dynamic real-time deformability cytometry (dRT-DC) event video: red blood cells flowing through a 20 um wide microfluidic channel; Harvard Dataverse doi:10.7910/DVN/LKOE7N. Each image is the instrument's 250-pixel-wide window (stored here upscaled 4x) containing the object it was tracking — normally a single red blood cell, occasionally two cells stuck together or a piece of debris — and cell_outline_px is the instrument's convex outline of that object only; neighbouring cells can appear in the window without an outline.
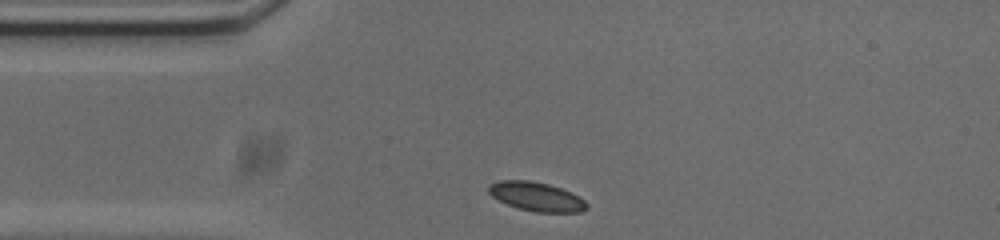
{"species": "common noctule bat (a hibernating species)", "species_latin": "Nyctalus noctula", "temperature_condition": "cold", "stored_images_in_passage": 32, "camera_frame_rate_fps": 3000, "um_per_image_px": 0.085, "animal": {"sex": "male", "body_mass_g": 20.0, "forearm_length_mm": 53.3}, "frame": {"image": 1, "passage_image": 1, "time_ms": 0.0, "image_size_px": [1000, 240], "cell_outline_px": [[588, 208], [580, 212], [536, 212], [520, 208], [508, 204], [492, 196], [488, 192], [488, 184], [500, 180], [528, 180], [548, 184], [560, 188], [580, 196], [588, 204]], "centroid_in_image_um": [45.61, 16.7], "position_along_channel_um": 39.4, "area_um2": 16.47}}
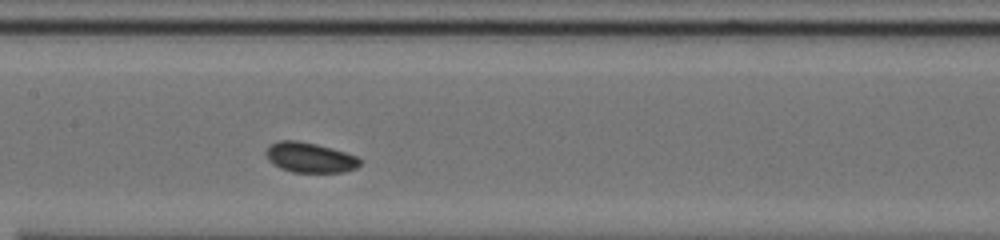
{"frame": {"image": 2, "passage_image": 14, "time_ms": 4.333, "image_size_px": [1000, 240], "cell_outline_px": [[364, 160], [356, 168], [344, 172], [292, 172], [280, 168], [272, 164], [268, 160], [264, 152], [268, 144], [280, 140], [296, 140], [316, 144], [344, 152], [356, 156]], "centroid_in_image_um": [26.3, 13.39], "position_along_channel_um": 181.1, "area_um2": 16.65}}
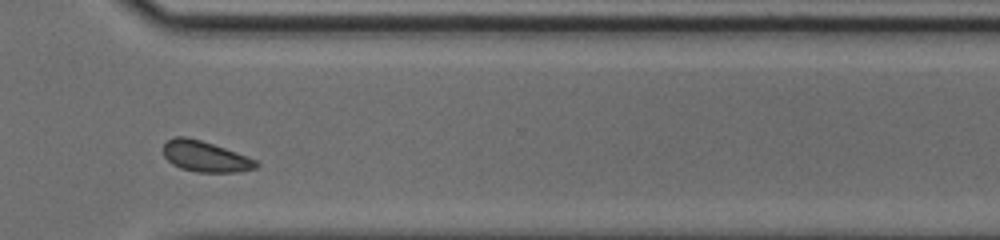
{"frame": {"image": 3, "passage_image": 28, "time_ms": 9.0, "image_size_px": [1000, 240], "cell_outline_px": [[260, 164], [256, 168], [236, 172], [196, 172], [180, 168], [172, 164], [164, 156], [164, 144], [168, 140], [176, 136], [184, 136], [200, 140], [236, 152], [256, 160]], "centroid_in_image_um": [17.44, 13.31], "position_along_channel_um": 353.2, "area_um2": 16.47}, "authors_computed_cell_mechanics": {"area_um2": 16.5308, "velocity_mm_per_s": 3.683, "shape_relaxation_time_tau1_ms": 3.5883, "shape_relaxation_time_tau2_ms": 7.389, "deformation_change_tau1": 0.0483, "deformation_change_tau2": 0.0872}}